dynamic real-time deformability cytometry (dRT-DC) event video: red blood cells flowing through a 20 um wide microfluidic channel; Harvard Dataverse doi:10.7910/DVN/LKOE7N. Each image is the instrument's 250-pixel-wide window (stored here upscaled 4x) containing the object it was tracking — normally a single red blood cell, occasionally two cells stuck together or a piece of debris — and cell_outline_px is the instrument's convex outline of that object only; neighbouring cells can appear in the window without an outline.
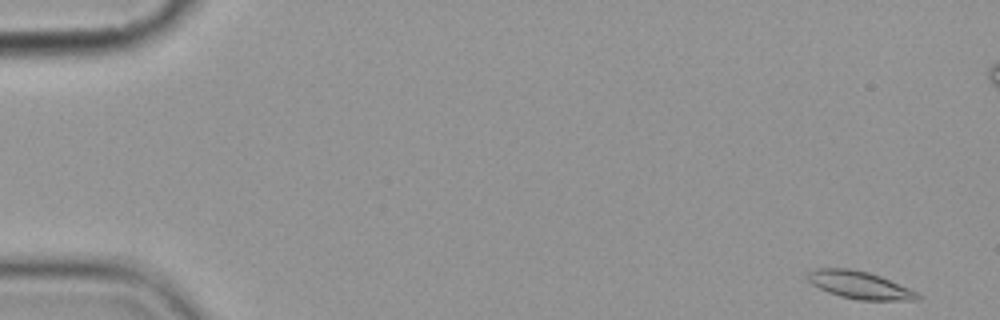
{"species": "common noctule bat (a hibernating species)", "species_latin": "Nyctalus noctula", "temperature_condition": "cold", "stored_images_in_passage": 5, "camera_frame_rate_fps": 3000, "um_per_image_px": 0.085, "animal": {"sex": "female", "body_mass_g": 19.9}, "frame": {"image": 1, "passage_image": 1, "time_ms": 0.0, "image_size_px": [1000, 320], "cell_outline_px": [[920, 300], [860, 300], [840, 296], [828, 292], [812, 284], [808, 280], [808, 272], [816, 268], [848, 268], [868, 272], [880, 276], [908, 288], [916, 292], [920, 296]], "centroid_in_image_um": [73.05, 24.22], "position_along_channel_um": 11.9, "area_um2": 17.4}}